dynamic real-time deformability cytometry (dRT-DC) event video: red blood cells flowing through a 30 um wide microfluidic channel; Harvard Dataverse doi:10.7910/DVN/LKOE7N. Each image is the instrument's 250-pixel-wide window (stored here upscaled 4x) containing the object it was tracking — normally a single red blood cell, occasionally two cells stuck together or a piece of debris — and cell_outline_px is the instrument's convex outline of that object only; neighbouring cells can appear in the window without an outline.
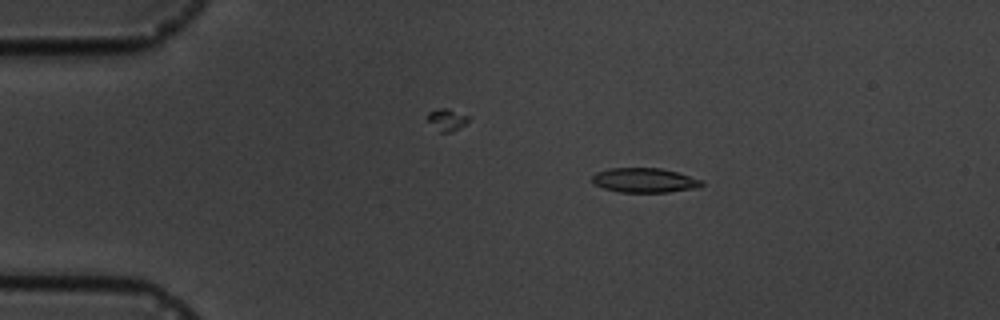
{"species": "common noctule bat (a hibernating species)", "species_latin": "Nyctalus noctula", "temperature_condition": "cold", "stored_images_in_passage": 4, "camera_frame_rate_fps": 3000, "um_per_image_px": 0.085, "animal": {"sex": "male", "body_mass_g": 19.5, "forearm_length_mm": 54.6}, "frame": {"image": 1, "passage_image": 2, "time_ms": 1.333, "image_size_px": [1000, 320], "cell_outline_px": [[704, 184], [700, 188], [668, 192], [620, 192], [604, 188], [596, 184], [592, 180], [592, 176], [596, 172], [608, 168], [660, 168], [676, 172], [704, 180]], "centroid_in_image_um": [54.83, 15.32], "position_along_channel_um": 30.2, "area_um2": 15.72}}